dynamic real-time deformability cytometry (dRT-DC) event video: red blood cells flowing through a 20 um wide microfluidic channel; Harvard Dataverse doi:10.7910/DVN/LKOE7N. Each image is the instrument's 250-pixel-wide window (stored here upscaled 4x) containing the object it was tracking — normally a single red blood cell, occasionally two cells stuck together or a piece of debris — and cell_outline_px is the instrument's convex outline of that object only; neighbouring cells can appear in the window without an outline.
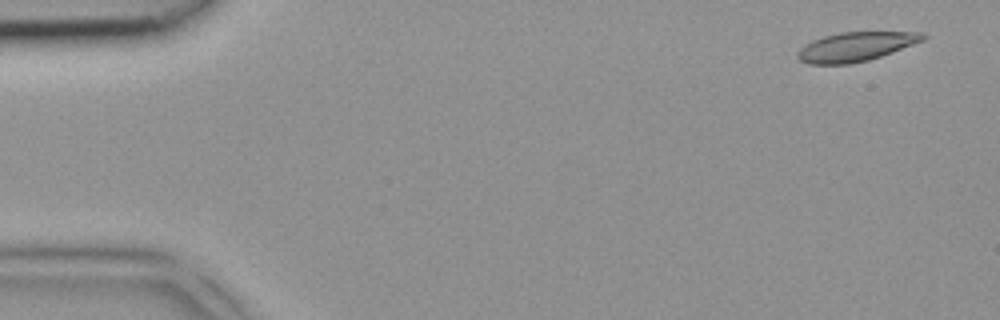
{"species": "common noctule bat (a hibernating species)", "species_latin": "Nyctalus noctula", "temperature_condition": "room temperature", "stored_images_in_passage": 4, "camera_frame_rate_fps": 3000, "um_per_image_px": 0.085, "animal": {"sex": "female", "body_mass_g": 18.4}, "frame": {"image": 1, "passage_image": 1, "time_ms": 0.0, "image_size_px": [1000, 320], "cell_outline_px": [[928, 36], [924, 40], [892, 52], [868, 60], [848, 64], [808, 64], [800, 60], [796, 56], [796, 52], [800, 48], [812, 40], [824, 36], [840, 32], [924, 32]], "centroid_in_image_um": [72.72, 3.96], "position_along_channel_um": 12.3, "area_um2": 21.27}}